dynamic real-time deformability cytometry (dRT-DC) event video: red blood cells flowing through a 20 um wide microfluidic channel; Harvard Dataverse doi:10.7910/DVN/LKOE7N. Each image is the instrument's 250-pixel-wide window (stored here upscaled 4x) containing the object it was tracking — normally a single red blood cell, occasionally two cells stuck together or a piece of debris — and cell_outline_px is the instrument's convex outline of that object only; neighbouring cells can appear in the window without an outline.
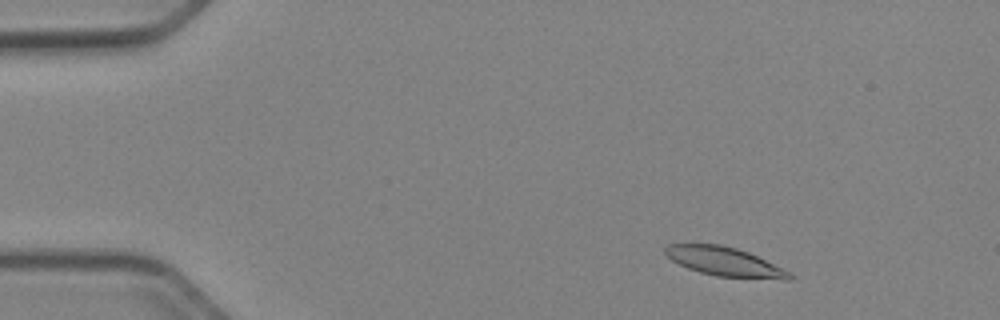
{"species": "Egyptian fruit bat (a non-hibernating species)", "species_latin": "Rousettus aegyptiacus", "temperature_condition": "cold", "stored_images_in_passage": 49, "camera_frame_rate_fps": 3000, "um_per_image_px": 0.085, "animal": {"sex": "female"}, "frame": {"image": 1, "passage_image": 4, "time_ms": 1.0, "image_size_px": [1000, 320], "cell_outline_px": [[792, 280], [784, 280], [716, 276], [700, 272], [688, 268], [672, 260], [664, 252], [664, 248], [668, 244], [720, 244], [736, 248], [748, 252], [788, 272], [792, 276]], "centroid_in_image_um": [61.56, 22.24], "position_along_channel_um": 23.4, "area_um2": 20.63}}
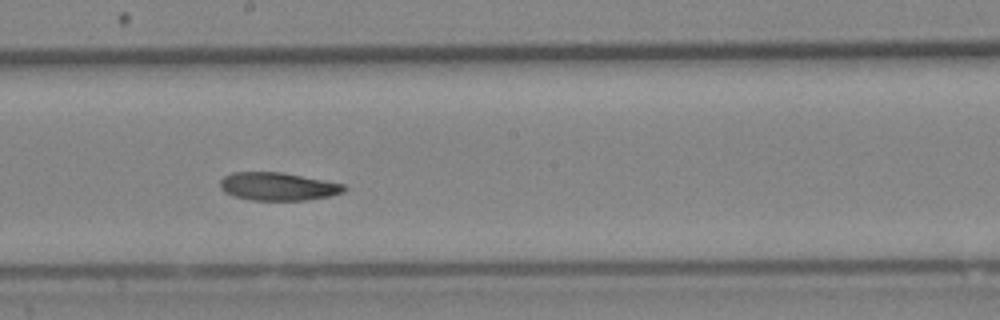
{"frame": {"image": 2, "passage_image": 26, "time_ms": 8.333, "image_size_px": [1000, 320], "cell_outline_px": [[348, 188], [344, 192], [332, 196], [304, 200], [252, 200], [232, 196], [224, 192], [220, 188], [220, 180], [224, 176], [232, 172], [280, 172], [324, 180], [344, 184]], "centroid_in_image_um": [23.62, 15.85], "position_along_channel_um": 224.6, "area_um2": 20.35}}
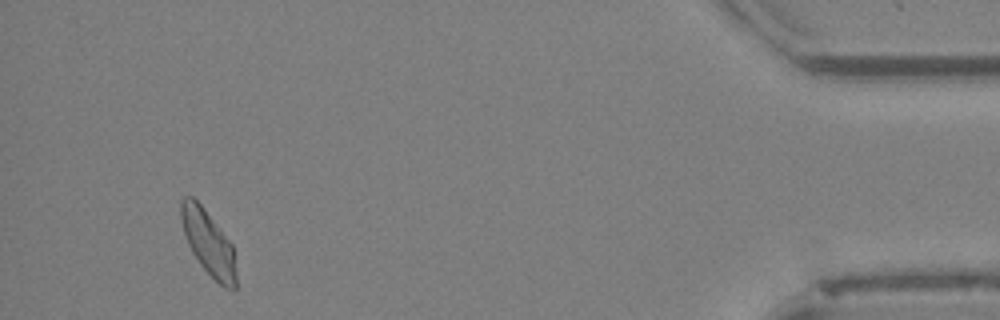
{"frame": {"image": 3, "passage_image": 46, "time_ms": 15.0, "image_size_px": [1000, 320], "cell_outline_px": [[236, 288], [224, 288], [200, 264], [192, 252], [188, 244], [184, 232], [180, 216], [180, 200], [184, 196], [192, 196], [204, 208], [232, 244], [236, 272]], "centroid_in_image_um": [17.69, 20.61], "position_along_channel_um": 417.5, "area_um2": 20.52}, "authors_computed_cell_mechanics": {"area_um2": 21.097, "velocity_mm_per_s": 3.9045, "shape_relaxation_time_tau1_ms": 7.3381, "shape_relaxation_time_tau2_ms": 5.5368, "deformation_change_tau1": 0.161, "deformation_change_tau2": 0.1174}}